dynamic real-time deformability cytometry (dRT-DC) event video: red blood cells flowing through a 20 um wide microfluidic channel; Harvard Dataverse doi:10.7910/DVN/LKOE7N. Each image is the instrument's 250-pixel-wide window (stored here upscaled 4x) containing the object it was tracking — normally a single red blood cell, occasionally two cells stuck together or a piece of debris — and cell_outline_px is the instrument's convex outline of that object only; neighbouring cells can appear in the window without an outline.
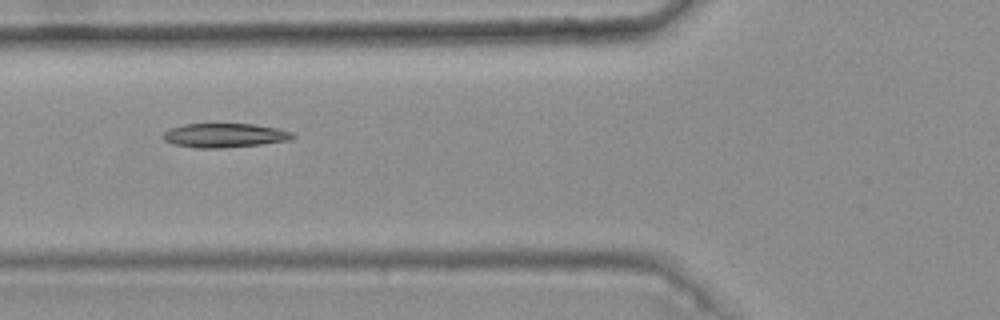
{"species": "common noctule bat (a hibernating species)", "species_latin": "Nyctalus noctula", "temperature_condition": "warm", "stored_images_in_passage": 8, "camera_frame_rate_fps": 3000, "um_per_image_px": 0.085, "animal": {"sex": "female", "body_mass_g": 25.1}, "frame": {"image": 1, "passage_image": 3, "time_ms": 0.667, "image_size_px": [1000, 320], "cell_outline_px": [[296, 136], [292, 140], [260, 144], [224, 148], [196, 148], [172, 144], [164, 140], [160, 136], [168, 128], [184, 124], [252, 124], [276, 128], [292, 132]], "centroid_in_image_um": [19.05, 11.51], "position_along_channel_um": 106.8, "area_um2": 18.38}}
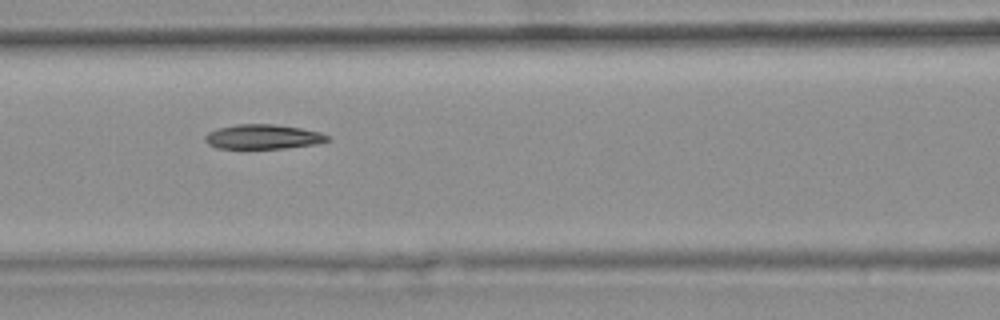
{"frame": {"image": 2, "passage_image": 4, "time_ms": 1.0, "image_size_px": [1000, 320], "cell_outline_px": [[332, 140], [316, 144], [284, 148], [216, 148], [208, 144], [204, 140], [204, 136], [208, 132], [216, 128], [236, 124], [276, 124], [300, 128], [320, 132], [332, 136]], "centroid_in_image_um": [22.37, 11.62], "position_along_channel_um": 144.2, "area_um2": 17.74}}
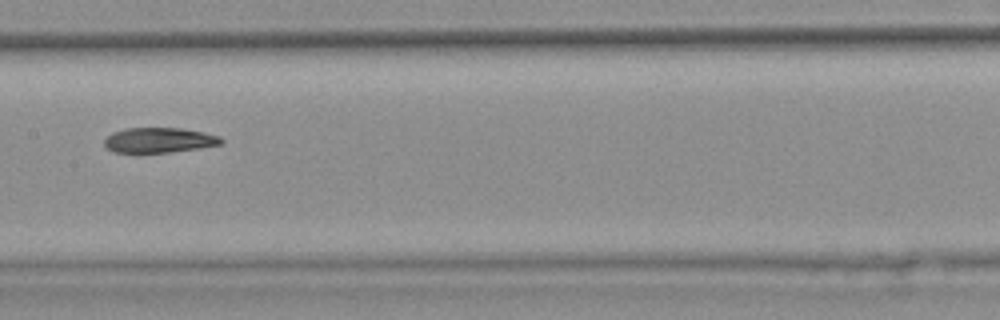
{"frame": {"image": 3, "passage_image": 5, "time_ms": 1.333, "image_size_px": [1000, 320], "cell_outline_px": [[224, 144], [200, 148], [168, 152], [112, 152], [104, 144], [104, 140], [112, 132], [124, 128], [180, 128], [204, 132], [220, 136], [224, 140]], "centroid_in_image_um": [13.56, 11.9], "position_along_channel_um": 193.8, "area_um2": 17.11}}